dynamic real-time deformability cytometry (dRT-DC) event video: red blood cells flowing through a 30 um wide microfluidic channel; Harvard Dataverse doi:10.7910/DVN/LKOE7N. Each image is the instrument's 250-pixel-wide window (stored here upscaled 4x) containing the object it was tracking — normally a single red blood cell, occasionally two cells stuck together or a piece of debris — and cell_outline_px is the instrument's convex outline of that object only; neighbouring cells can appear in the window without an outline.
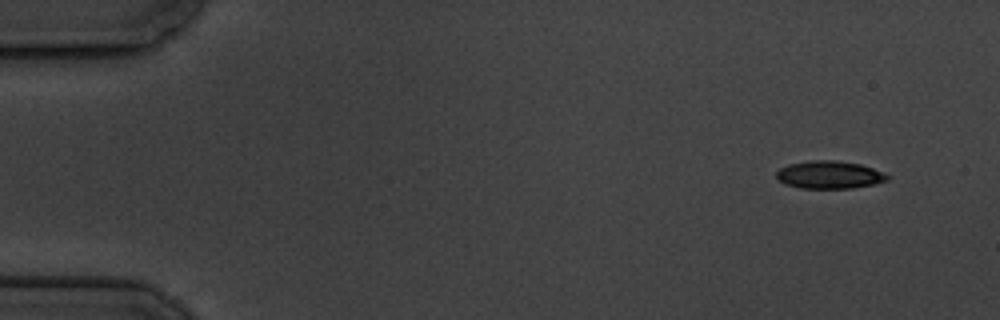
{"species": "common noctule bat (a hibernating species)", "species_latin": "Nyctalus noctula", "temperature_condition": "cold", "stored_images_in_passage": 4, "camera_frame_rate_fps": 3000, "um_per_image_px": 0.085, "animal": {"sex": "male", "body_mass_g": 19.5, "forearm_length_mm": 54.6}, "frame": {"image": 1, "passage_image": 1, "time_ms": 0.0, "image_size_px": [1000, 320], "cell_outline_px": [[888, 180], [876, 184], [852, 188], [800, 188], [784, 184], [776, 176], [776, 172], [780, 168], [788, 164], [812, 160], [836, 160], [860, 164], [884, 172], [888, 176]], "centroid_in_image_um": [70.5, 14.86], "position_along_channel_um": 14.5, "area_um2": 17.98}}
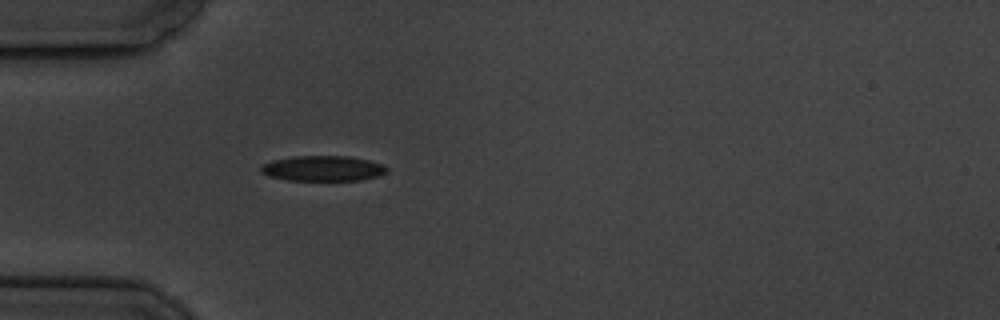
{"frame": {"image": 2, "passage_image": 4, "time_ms": 4.333, "image_size_px": [1000, 320], "cell_outline_px": [[388, 172], [376, 176], [360, 180], [288, 180], [268, 176], [260, 172], [260, 168], [264, 164], [272, 160], [292, 156], [348, 156], [368, 160], [384, 164], [388, 168]], "centroid_in_image_um": [27.44, 14.31], "position_along_channel_um": 57.6, "area_um2": 18.61}}